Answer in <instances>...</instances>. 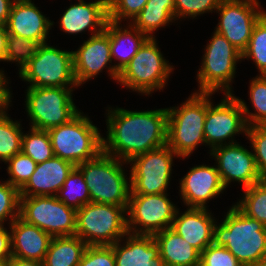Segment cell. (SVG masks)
<instances>
[{
    "label": "cell",
    "instance_id": "6da1fadb",
    "mask_svg": "<svg viewBox=\"0 0 266 266\" xmlns=\"http://www.w3.org/2000/svg\"><path fill=\"white\" fill-rule=\"evenodd\" d=\"M103 151L124 162L167 144L168 110L131 111L108 107ZM113 109V110H112Z\"/></svg>",
    "mask_w": 266,
    "mask_h": 266
},
{
    "label": "cell",
    "instance_id": "7a4b0ae2",
    "mask_svg": "<svg viewBox=\"0 0 266 266\" xmlns=\"http://www.w3.org/2000/svg\"><path fill=\"white\" fill-rule=\"evenodd\" d=\"M213 243L228 249L243 266H255L266 254V226L233 204L221 224L216 221Z\"/></svg>",
    "mask_w": 266,
    "mask_h": 266
},
{
    "label": "cell",
    "instance_id": "3957f363",
    "mask_svg": "<svg viewBox=\"0 0 266 266\" xmlns=\"http://www.w3.org/2000/svg\"><path fill=\"white\" fill-rule=\"evenodd\" d=\"M124 164L128 162L102 151L95 158L76 166L83 174L91 202L128 206L131 180L125 174Z\"/></svg>",
    "mask_w": 266,
    "mask_h": 266
},
{
    "label": "cell",
    "instance_id": "277c9868",
    "mask_svg": "<svg viewBox=\"0 0 266 266\" xmlns=\"http://www.w3.org/2000/svg\"><path fill=\"white\" fill-rule=\"evenodd\" d=\"M177 107L167 108V145L180 157H190L198 145L205 144L204 122L207 93L195 92Z\"/></svg>",
    "mask_w": 266,
    "mask_h": 266
},
{
    "label": "cell",
    "instance_id": "5b68a950",
    "mask_svg": "<svg viewBox=\"0 0 266 266\" xmlns=\"http://www.w3.org/2000/svg\"><path fill=\"white\" fill-rule=\"evenodd\" d=\"M54 156L75 166L95 158L103 151L99 128L81 111L69 122L47 131Z\"/></svg>",
    "mask_w": 266,
    "mask_h": 266
},
{
    "label": "cell",
    "instance_id": "8992f818",
    "mask_svg": "<svg viewBox=\"0 0 266 266\" xmlns=\"http://www.w3.org/2000/svg\"><path fill=\"white\" fill-rule=\"evenodd\" d=\"M127 206L90 202L77 209L76 232L87 246L113 245L128 234Z\"/></svg>",
    "mask_w": 266,
    "mask_h": 266
},
{
    "label": "cell",
    "instance_id": "52a82bcc",
    "mask_svg": "<svg viewBox=\"0 0 266 266\" xmlns=\"http://www.w3.org/2000/svg\"><path fill=\"white\" fill-rule=\"evenodd\" d=\"M164 58L156 39L148 38L119 73L116 82L139 94L163 90L174 69Z\"/></svg>",
    "mask_w": 266,
    "mask_h": 266
},
{
    "label": "cell",
    "instance_id": "ba28073f",
    "mask_svg": "<svg viewBox=\"0 0 266 266\" xmlns=\"http://www.w3.org/2000/svg\"><path fill=\"white\" fill-rule=\"evenodd\" d=\"M204 51L196 76L199 87L195 92L216 93L220 90L223 94H232V79L242 53L215 31Z\"/></svg>",
    "mask_w": 266,
    "mask_h": 266
},
{
    "label": "cell",
    "instance_id": "9c48e42d",
    "mask_svg": "<svg viewBox=\"0 0 266 266\" xmlns=\"http://www.w3.org/2000/svg\"><path fill=\"white\" fill-rule=\"evenodd\" d=\"M74 88L28 87L25 108L30 127L50 130L69 122L80 110L73 101Z\"/></svg>",
    "mask_w": 266,
    "mask_h": 266
},
{
    "label": "cell",
    "instance_id": "30bf717a",
    "mask_svg": "<svg viewBox=\"0 0 266 266\" xmlns=\"http://www.w3.org/2000/svg\"><path fill=\"white\" fill-rule=\"evenodd\" d=\"M28 87H78L73 69V51L40 44L36 55L19 72Z\"/></svg>",
    "mask_w": 266,
    "mask_h": 266
},
{
    "label": "cell",
    "instance_id": "8fae6325",
    "mask_svg": "<svg viewBox=\"0 0 266 266\" xmlns=\"http://www.w3.org/2000/svg\"><path fill=\"white\" fill-rule=\"evenodd\" d=\"M77 210L56 196H20L19 217L52 237L73 236Z\"/></svg>",
    "mask_w": 266,
    "mask_h": 266
},
{
    "label": "cell",
    "instance_id": "7c38bea8",
    "mask_svg": "<svg viewBox=\"0 0 266 266\" xmlns=\"http://www.w3.org/2000/svg\"><path fill=\"white\" fill-rule=\"evenodd\" d=\"M180 158L167 144L128 161L131 194H162L170 183L173 158Z\"/></svg>",
    "mask_w": 266,
    "mask_h": 266
},
{
    "label": "cell",
    "instance_id": "4fadbf2b",
    "mask_svg": "<svg viewBox=\"0 0 266 266\" xmlns=\"http://www.w3.org/2000/svg\"><path fill=\"white\" fill-rule=\"evenodd\" d=\"M177 209L167 193L130 194L126 209L128 233L154 235L171 228Z\"/></svg>",
    "mask_w": 266,
    "mask_h": 266
},
{
    "label": "cell",
    "instance_id": "5bb4252c",
    "mask_svg": "<svg viewBox=\"0 0 266 266\" xmlns=\"http://www.w3.org/2000/svg\"><path fill=\"white\" fill-rule=\"evenodd\" d=\"M207 93V114L204 122V139L210 150L216 146L236 143V134H246L247 124L238 98L232 94L225 95L219 104L213 105ZM228 140V141H226Z\"/></svg>",
    "mask_w": 266,
    "mask_h": 266
},
{
    "label": "cell",
    "instance_id": "9a60e30c",
    "mask_svg": "<svg viewBox=\"0 0 266 266\" xmlns=\"http://www.w3.org/2000/svg\"><path fill=\"white\" fill-rule=\"evenodd\" d=\"M220 20L215 32L241 53L246 49L257 21L266 13L259 0H222L216 9Z\"/></svg>",
    "mask_w": 266,
    "mask_h": 266
},
{
    "label": "cell",
    "instance_id": "2e32d148",
    "mask_svg": "<svg viewBox=\"0 0 266 266\" xmlns=\"http://www.w3.org/2000/svg\"><path fill=\"white\" fill-rule=\"evenodd\" d=\"M209 153L215 158V166L225 188L234 181L242 184L243 189L261 182L253 151L238 142L216 146Z\"/></svg>",
    "mask_w": 266,
    "mask_h": 266
},
{
    "label": "cell",
    "instance_id": "e0dca14e",
    "mask_svg": "<svg viewBox=\"0 0 266 266\" xmlns=\"http://www.w3.org/2000/svg\"><path fill=\"white\" fill-rule=\"evenodd\" d=\"M112 63L109 33L104 29L101 33L90 36L89 39L73 51V69L76 83L79 86L99 75L103 69H108V76L118 80L119 72ZM109 67H108V65Z\"/></svg>",
    "mask_w": 266,
    "mask_h": 266
},
{
    "label": "cell",
    "instance_id": "ac0fdd59",
    "mask_svg": "<svg viewBox=\"0 0 266 266\" xmlns=\"http://www.w3.org/2000/svg\"><path fill=\"white\" fill-rule=\"evenodd\" d=\"M180 198L187 207L207 208L208 200L226 189L216 166H194L180 179Z\"/></svg>",
    "mask_w": 266,
    "mask_h": 266
},
{
    "label": "cell",
    "instance_id": "d6986e66",
    "mask_svg": "<svg viewBox=\"0 0 266 266\" xmlns=\"http://www.w3.org/2000/svg\"><path fill=\"white\" fill-rule=\"evenodd\" d=\"M53 25L54 21L43 15L32 0H15L6 27L10 35L25 37L44 44L47 43V35Z\"/></svg>",
    "mask_w": 266,
    "mask_h": 266
},
{
    "label": "cell",
    "instance_id": "ffe728a7",
    "mask_svg": "<svg viewBox=\"0 0 266 266\" xmlns=\"http://www.w3.org/2000/svg\"><path fill=\"white\" fill-rule=\"evenodd\" d=\"M72 4L60 18V28L67 34H79L89 30L91 36L101 33L108 21V0Z\"/></svg>",
    "mask_w": 266,
    "mask_h": 266
},
{
    "label": "cell",
    "instance_id": "44dd1931",
    "mask_svg": "<svg viewBox=\"0 0 266 266\" xmlns=\"http://www.w3.org/2000/svg\"><path fill=\"white\" fill-rule=\"evenodd\" d=\"M209 211L208 208L188 207L180 214L177 209L171 225L172 230L200 253L213 243L216 219Z\"/></svg>",
    "mask_w": 266,
    "mask_h": 266
},
{
    "label": "cell",
    "instance_id": "7402d4cb",
    "mask_svg": "<svg viewBox=\"0 0 266 266\" xmlns=\"http://www.w3.org/2000/svg\"><path fill=\"white\" fill-rule=\"evenodd\" d=\"M75 167L70 161L56 156L37 164L31 178L20 190V196H56Z\"/></svg>",
    "mask_w": 266,
    "mask_h": 266
},
{
    "label": "cell",
    "instance_id": "603a6c76",
    "mask_svg": "<svg viewBox=\"0 0 266 266\" xmlns=\"http://www.w3.org/2000/svg\"><path fill=\"white\" fill-rule=\"evenodd\" d=\"M125 238L111 245L116 266H165L153 235L128 233Z\"/></svg>",
    "mask_w": 266,
    "mask_h": 266
},
{
    "label": "cell",
    "instance_id": "cb8c5ba5",
    "mask_svg": "<svg viewBox=\"0 0 266 266\" xmlns=\"http://www.w3.org/2000/svg\"><path fill=\"white\" fill-rule=\"evenodd\" d=\"M9 227L12 257L43 262L53 237L20 217Z\"/></svg>",
    "mask_w": 266,
    "mask_h": 266
},
{
    "label": "cell",
    "instance_id": "d4e9b609",
    "mask_svg": "<svg viewBox=\"0 0 266 266\" xmlns=\"http://www.w3.org/2000/svg\"><path fill=\"white\" fill-rule=\"evenodd\" d=\"M120 24V22L108 20L105 25V30L109 33L111 57L115 62L118 61L117 64L114 63V67L119 73L148 39L130 22L125 28Z\"/></svg>",
    "mask_w": 266,
    "mask_h": 266
},
{
    "label": "cell",
    "instance_id": "484cf974",
    "mask_svg": "<svg viewBox=\"0 0 266 266\" xmlns=\"http://www.w3.org/2000/svg\"><path fill=\"white\" fill-rule=\"evenodd\" d=\"M165 266H199L200 252L171 228L153 235Z\"/></svg>",
    "mask_w": 266,
    "mask_h": 266
},
{
    "label": "cell",
    "instance_id": "4316f807",
    "mask_svg": "<svg viewBox=\"0 0 266 266\" xmlns=\"http://www.w3.org/2000/svg\"><path fill=\"white\" fill-rule=\"evenodd\" d=\"M87 244L78 236L53 237L44 266H78Z\"/></svg>",
    "mask_w": 266,
    "mask_h": 266
},
{
    "label": "cell",
    "instance_id": "83f0119b",
    "mask_svg": "<svg viewBox=\"0 0 266 266\" xmlns=\"http://www.w3.org/2000/svg\"><path fill=\"white\" fill-rule=\"evenodd\" d=\"M250 82L249 98L254 108V113L250 112L244 100L237 97L243 109L246 124L248 127L266 125V75H257Z\"/></svg>",
    "mask_w": 266,
    "mask_h": 266
},
{
    "label": "cell",
    "instance_id": "f1b7e54d",
    "mask_svg": "<svg viewBox=\"0 0 266 266\" xmlns=\"http://www.w3.org/2000/svg\"><path fill=\"white\" fill-rule=\"evenodd\" d=\"M173 21H176L175 15L167 6L145 5L129 22L148 38H155L153 34L155 31Z\"/></svg>",
    "mask_w": 266,
    "mask_h": 266
},
{
    "label": "cell",
    "instance_id": "f546056e",
    "mask_svg": "<svg viewBox=\"0 0 266 266\" xmlns=\"http://www.w3.org/2000/svg\"><path fill=\"white\" fill-rule=\"evenodd\" d=\"M56 197L76 210L91 202L89 189L83 174L76 167L68 175Z\"/></svg>",
    "mask_w": 266,
    "mask_h": 266
},
{
    "label": "cell",
    "instance_id": "4dcf8cb0",
    "mask_svg": "<svg viewBox=\"0 0 266 266\" xmlns=\"http://www.w3.org/2000/svg\"><path fill=\"white\" fill-rule=\"evenodd\" d=\"M244 194L235 205L248 217L266 226V181L244 188Z\"/></svg>",
    "mask_w": 266,
    "mask_h": 266
},
{
    "label": "cell",
    "instance_id": "1f68e13d",
    "mask_svg": "<svg viewBox=\"0 0 266 266\" xmlns=\"http://www.w3.org/2000/svg\"><path fill=\"white\" fill-rule=\"evenodd\" d=\"M23 128L13 121L8 113L0 118V161L6 163L21 152Z\"/></svg>",
    "mask_w": 266,
    "mask_h": 266
},
{
    "label": "cell",
    "instance_id": "d6a6232c",
    "mask_svg": "<svg viewBox=\"0 0 266 266\" xmlns=\"http://www.w3.org/2000/svg\"><path fill=\"white\" fill-rule=\"evenodd\" d=\"M28 132L22 134L21 151L37 164L52 158L54 153L49 133L46 130L31 127Z\"/></svg>",
    "mask_w": 266,
    "mask_h": 266
},
{
    "label": "cell",
    "instance_id": "836d02e7",
    "mask_svg": "<svg viewBox=\"0 0 266 266\" xmlns=\"http://www.w3.org/2000/svg\"><path fill=\"white\" fill-rule=\"evenodd\" d=\"M244 59H250L256 64L259 75H266V13L253 29L250 41L242 52Z\"/></svg>",
    "mask_w": 266,
    "mask_h": 266
},
{
    "label": "cell",
    "instance_id": "e575fe53",
    "mask_svg": "<svg viewBox=\"0 0 266 266\" xmlns=\"http://www.w3.org/2000/svg\"><path fill=\"white\" fill-rule=\"evenodd\" d=\"M39 43L25 37L10 35L7 36L6 56L4 61L16 62L19 72L36 55Z\"/></svg>",
    "mask_w": 266,
    "mask_h": 266
},
{
    "label": "cell",
    "instance_id": "d590c367",
    "mask_svg": "<svg viewBox=\"0 0 266 266\" xmlns=\"http://www.w3.org/2000/svg\"><path fill=\"white\" fill-rule=\"evenodd\" d=\"M6 163L8 164L7 173L10 176L6 181L20 191L31 178L37 163L22 151L14 155Z\"/></svg>",
    "mask_w": 266,
    "mask_h": 266
},
{
    "label": "cell",
    "instance_id": "8d00e7d4",
    "mask_svg": "<svg viewBox=\"0 0 266 266\" xmlns=\"http://www.w3.org/2000/svg\"><path fill=\"white\" fill-rule=\"evenodd\" d=\"M20 191L8 181L0 182V225L9 219L11 224L19 217ZM10 217V218H9Z\"/></svg>",
    "mask_w": 266,
    "mask_h": 266
},
{
    "label": "cell",
    "instance_id": "74e56055",
    "mask_svg": "<svg viewBox=\"0 0 266 266\" xmlns=\"http://www.w3.org/2000/svg\"><path fill=\"white\" fill-rule=\"evenodd\" d=\"M245 136L249 139L261 181H266V125L247 127Z\"/></svg>",
    "mask_w": 266,
    "mask_h": 266
},
{
    "label": "cell",
    "instance_id": "f35d334b",
    "mask_svg": "<svg viewBox=\"0 0 266 266\" xmlns=\"http://www.w3.org/2000/svg\"><path fill=\"white\" fill-rule=\"evenodd\" d=\"M175 3V20L182 18H196L216 9L222 0H173Z\"/></svg>",
    "mask_w": 266,
    "mask_h": 266
},
{
    "label": "cell",
    "instance_id": "ab89813d",
    "mask_svg": "<svg viewBox=\"0 0 266 266\" xmlns=\"http://www.w3.org/2000/svg\"><path fill=\"white\" fill-rule=\"evenodd\" d=\"M148 0H108V20L122 22L134 17L144 8Z\"/></svg>",
    "mask_w": 266,
    "mask_h": 266
},
{
    "label": "cell",
    "instance_id": "60d3db41",
    "mask_svg": "<svg viewBox=\"0 0 266 266\" xmlns=\"http://www.w3.org/2000/svg\"><path fill=\"white\" fill-rule=\"evenodd\" d=\"M199 266H243L228 249L214 243L200 253Z\"/></svg>",
    "mask_w": 266,
    "mask_h": 266
},
{
    "label": "cell",
    "instance_id": "b9f144b4",
    "mask_svg": "<svg viewBox=\"0 0 266 266\" xmlns=\"http://www.w3.org/2000/svg\"><path fill=\"white\" fill-rule=\"evenodd\" d=\"M78 266H116L112 246H87Z\"/></svg>",
    "mask_w": 266,
    "mask_h": 266
},
{
    "label": "cell",
    "instance_id": "7bdbcfd3",
    "mask_svg": "<svg viewBox=\"0 0 266 266\" xmlns=\"http://www.w3.org/2000/svg\"><path fill=\"white\" fill-rule=\"evenodd\" d=\"M3 70H0V118L7 114V109L11 104L12 93L8 88V78Z\"/></svg>",
    "mask_w": 266,
    "mask_h": 266
},
{
    "label": "cell",
    "instance_id": "ee69618b",
    "mask_svg": "<svg viewBox=\"0 0 266 266\" xmlns=\"http://www.w3.org/2000/svg\"><path fill=\"white\" fill-rule=\"evenodd\" d=\"M11 257V232L0 225V263H7Z\"/></svg>",
    "mask_w": 266,
    "mask_h": 266
},
{
    "label": "cell",
    "instance_id": "f6af8a7d",
    "mask_svg": "<svg viewBox=\"0 0 266 266\" xmlns=\"http://www.w3.org/2000/svg\"><path fill=\"white\" fill-rule=\"evenodd\" d=\"M15 0H0V24L6 25Z\"/></svg>",
    "mask_w": 266,
    "mask_h": 266
},
{
    "label": "cell",
    "instance_id": "bcb514c9",
    "mask_svg": "<svg viewBox=\"0 0 266 266\" xmlns=\"http://www.w3.org/2000/svg\"><path fill=\"white\" fill-rule=\"evenodd\" d=\"M7 264L8 266H44L41 261L21 259L18 257H11Z\"/></svg>",
    "mask_w": 266,
    "mask_h": 266
},
{
    "label": "cell",
    "instance_id": "7dc6e473",
    "mask_svg": "<svg viewBox=\"0 0 266 266\" xmlns=\"http://www.w3.org/2000/svg\"><path fill=\"white\" fill-rule=\"evenodd\" d=\"M7 27L0 24V61H4L6 56V43H7Z\"/></svg>",
    "mask_w": 266,
    "mask_h": 266
},
{
    "label": "cell",
    "instance_id": "c3c4849f",
    "mask_svg": "<svg viewBox=\"0 0 266 266\" xmlns=\"http://www.w3.org/2000/svg\"><path fill=\"white\" fill-rule=\"evenodd\" d=\"M146 5L167 6V8L175 15V3L173 0H148Z\"/></svg>",
    "mask_w": 266,
    "mask_h": 266
},
{
    "label": "cell",
    "instance_id": "681fc988",
    "mask_svg": "<svg viewBox=\"0 0 266 266\" xmlns=\"http://www.w3.org/2000/svg\"><path fill=\"white\" fill-rule=\"evenodd\" d=\"M255 266H266V254L258 261Z\"/></svg>",
    "mask_w": 266,
    "mask_h": 266
},
{
    "label": "cell",
    "instance_id": "f907efd6",
    "mask_svg": "<svg viewBox=\"0 0 266 266\" xmlns=\"http://www.w3.org/2000/svg\"><path fill=\"white\" fill-rule=\"evenodd\" d=\"M0 266H8L7 263H0Z\"/></svg>",
    "mask_w": 266,
    "mask_h": 266
}]
</instances>
